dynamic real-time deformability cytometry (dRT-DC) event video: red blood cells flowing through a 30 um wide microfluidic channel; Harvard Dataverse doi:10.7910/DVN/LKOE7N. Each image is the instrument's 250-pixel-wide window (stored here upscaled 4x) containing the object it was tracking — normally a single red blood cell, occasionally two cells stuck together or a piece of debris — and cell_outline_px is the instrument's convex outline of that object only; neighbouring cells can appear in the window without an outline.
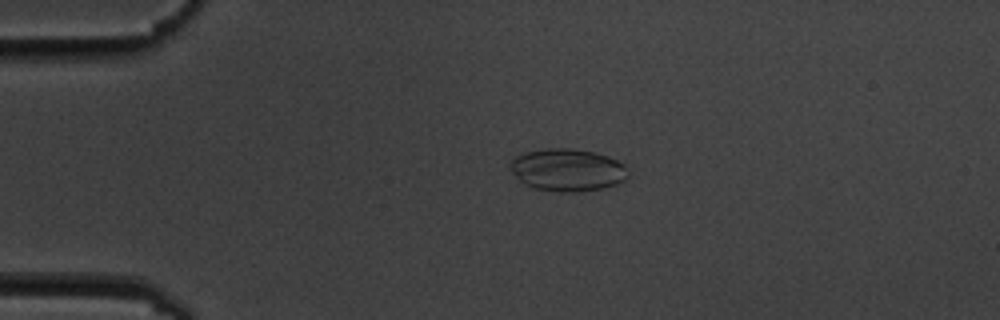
{"species": "common noctule bat (a hibernating species)", "species_latin": "Nyctalus noctula", "temperature_condition": "cold", "stored_images_in_passage": 5, "camera_frame_rate_fps": 3000, "um_per_image_px": 0.085, "animal": {"sex": "male", "body_mass_g": 19.5, "forearm_length_mm": 54.6}, "frame": {"image": 1, "passage_image": 4, "time_ms": 3.333, "image_size_px": [1000, 320], "cell_outline_px": [[628, 176], [624, 180], [616, 184], [604, 188], [580, 192], [560, 192], [536, 188], [524, 184], [512, 172], [512, 156], [544, 148], [572, 148], [596, 152], [608, 156], [624, 164], [628, 172]], "centroid_in_image_um": [48.26, 14.44], "position_along_channel_um": 36.7, "area_um2": 29.19}}